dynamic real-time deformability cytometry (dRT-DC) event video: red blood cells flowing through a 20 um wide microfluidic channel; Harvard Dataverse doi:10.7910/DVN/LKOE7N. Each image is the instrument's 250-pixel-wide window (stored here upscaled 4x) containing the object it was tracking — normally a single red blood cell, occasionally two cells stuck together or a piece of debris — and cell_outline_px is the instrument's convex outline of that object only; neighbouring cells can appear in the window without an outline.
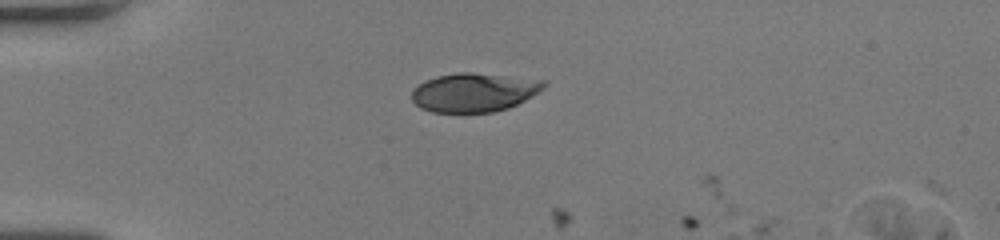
{"species": "human", "species_latin": "Homo sapiens", "temperature_condition": "room temperature", "stored_images_in_passage": 4, "camera_frame_rate_fps": 3000, "um_per_image_px": 0.085, "donor": {"sex": "female"}, "frame": {"image": 1, "passage_image": 3, "time_ms": 0.667, "image_size_px": [1000, 240], "cell_outline_px": [[548, 84], [544, 88], [532, 96], [508, 108], [492, 112], [432, 112], [420, 108], [412, 100], [412, 92], [424, 80], [436, 76], [456, 72], [472, 72], [548, 80]], "centroid_in_image_um": [40.32, 7.84], "position_along_channel_um": 44.7, "area_um2": 30.0}}